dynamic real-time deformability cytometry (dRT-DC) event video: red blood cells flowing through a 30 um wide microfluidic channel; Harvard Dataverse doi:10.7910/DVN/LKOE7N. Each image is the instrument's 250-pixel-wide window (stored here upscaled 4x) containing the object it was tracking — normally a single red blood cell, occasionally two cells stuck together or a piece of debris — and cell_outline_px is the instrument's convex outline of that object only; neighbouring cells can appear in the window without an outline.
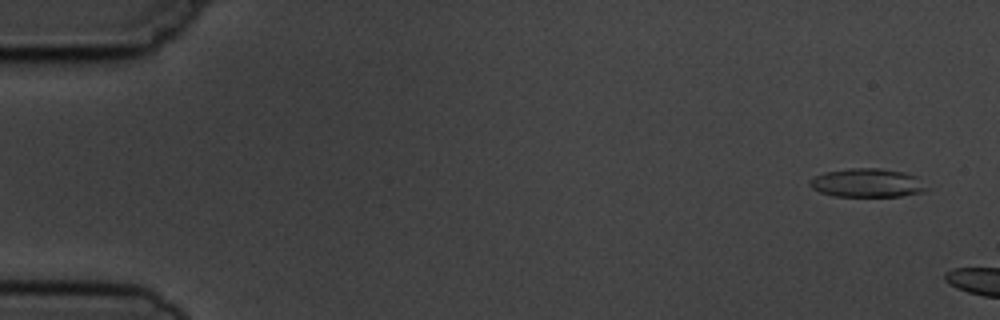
{"species": "common noctule bat (a hibernating species)", "species_latin": "Nyctalus noctula", "temperature_condition": "cold", "stored_images_in_passage": 3, "camera_frame_rate_fps": 3000, "um_per_image_px": 0.085, "animal": {"sex": "male", "body_mass_g": 19.5, "forearm_length_mm": 54.6}, "frame": {"image": 1, "passage_image": 1, "time_ms": 0.0, "image_size_px": [1000, 320], "cell_outline_px": [[932, 188], [924, 192], [900, 196], [832, 196], [820, 192], [812, 188], [808, 184], [808, 180], [824, 172], [848, 168], [880, 168], [904, 172], [916, 176]], "centroid_in_image_um": [73.75, 15.54], "position_along_channel_um": 11.3, "area_um2": 19.83}}